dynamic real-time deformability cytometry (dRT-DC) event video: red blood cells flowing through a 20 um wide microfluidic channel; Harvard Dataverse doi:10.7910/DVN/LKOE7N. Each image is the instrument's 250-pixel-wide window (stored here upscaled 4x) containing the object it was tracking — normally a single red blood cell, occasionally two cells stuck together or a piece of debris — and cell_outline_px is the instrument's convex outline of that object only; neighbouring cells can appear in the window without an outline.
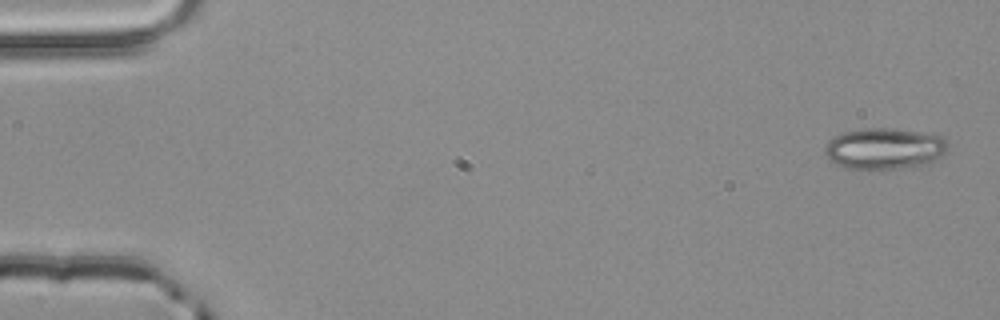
{"species": "common noctule bat (a hibernating species)", "species_latin": "Nyctalus noctula", "temperature_condition": "room temperature", "stored_images_in_passage": 4, "camera_frame_rate_fps": 3000, "um_per_image_px": 0.085, "animal": {"sex": "male", "body_mass_g": 20.4}, "frame": {"image": 1, "passage_image": 1, "time_ms": 0.0, "image_size_px": [1000, 320], "cell_outline_px": [[948, 152], [936, 160], [928, 164], [900, 168], [844, 168], [828, 160], [824, 152], [824, 148], [828, 140], [844, 132], [864, 128], [888, 128], [944, 136], [948, 144]], "centroid_in_image_um": [75.19, 12.63], "position_along_channel_um": 9.8, "area_um2": 29.59}}